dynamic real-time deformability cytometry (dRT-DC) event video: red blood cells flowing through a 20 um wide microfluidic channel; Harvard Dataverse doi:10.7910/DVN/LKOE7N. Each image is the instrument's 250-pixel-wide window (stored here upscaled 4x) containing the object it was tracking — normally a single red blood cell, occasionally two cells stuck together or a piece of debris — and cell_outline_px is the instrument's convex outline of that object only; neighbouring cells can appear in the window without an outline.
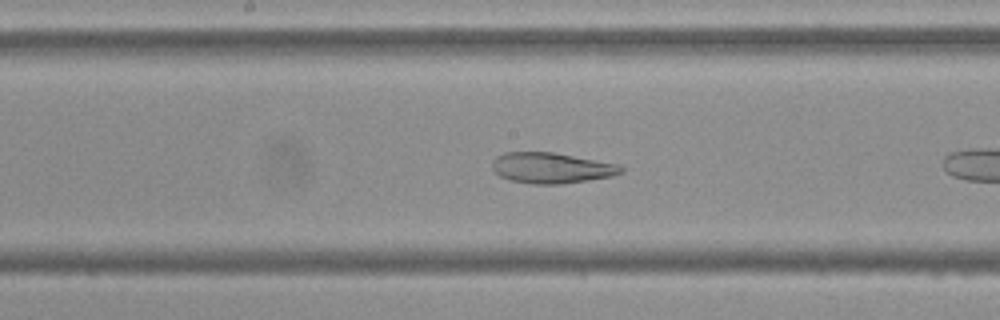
{"species": "Egyptian fruit bat (a non-hibernating species)", "species_latin": "Rousettus aegyptiacus", "temperature_condition": "cold", "stored_images_in_passage": 22, "camera_frame_rate_fps": 3000, "um_per_image_px": 0.085, "frame": {"image": 1, "passage_image": 10, "time_ms": 3.0, "image_size_px": [1000, 320], "cell_outline_px": [[624, 172], [612, 176], [588, 180], [560, 184], [532, 184], [512, 180], [500, 176], [492, 168], [492, 160], [496, 156], [504, 152], [552, 152], [620, 164], [624, 168]], "centroid_in_image_um": [46.89, 14.27], "position_along_channel_um": 201.3, "area_um2": 23.06}}
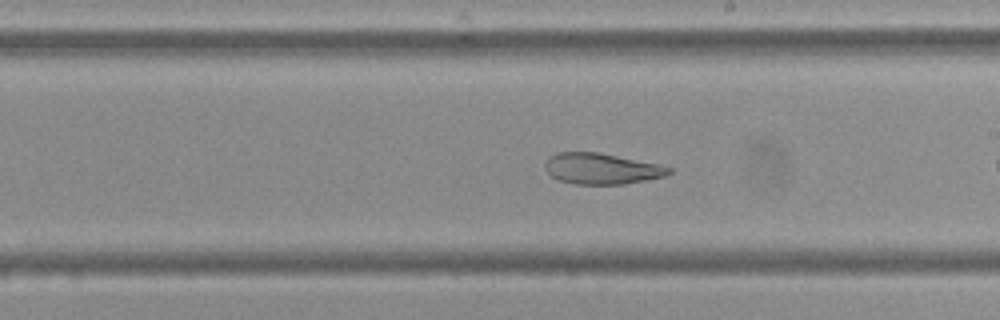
{"frame": {"image": 2, "passage_image": 13, "time_ms": 4.0, "image_size_px": [1000, 320], "cell_outline_px": [[672, 172], [664, 176], [624, 184], [576, 184], [560, 180], [552, 176], [544, 168], [544, 164], [548, 156], [556, 152], [600, 152], [660, 164], [672, 168]], "centroid_in_image_um": [51.12, 14.32], "position_along_channel_um": 237.9, "area_um2": 22.43}}